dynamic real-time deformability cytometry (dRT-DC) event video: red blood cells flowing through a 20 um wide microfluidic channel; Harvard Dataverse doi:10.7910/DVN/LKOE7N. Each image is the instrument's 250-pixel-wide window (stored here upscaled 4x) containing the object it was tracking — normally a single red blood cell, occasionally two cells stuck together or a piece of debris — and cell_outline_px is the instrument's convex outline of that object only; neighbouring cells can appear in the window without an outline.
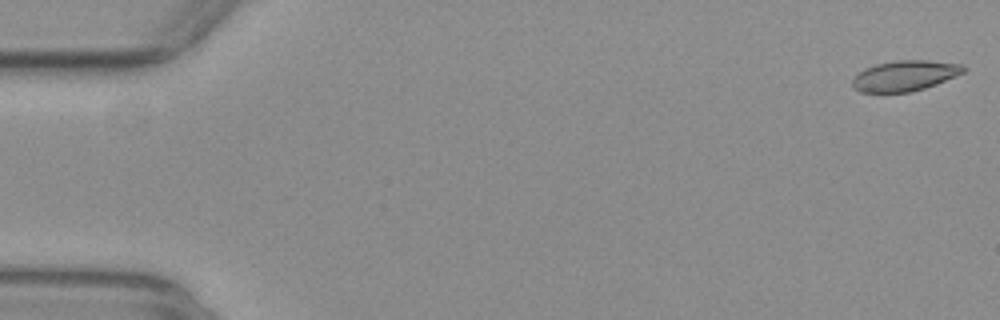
{"species": "common noctule bat (a hibernating species)", "species_latin": "Nyctalus noctula", "temperature_condition": "warm", "stored_images_in_passage": 53, "camera_frame_rate_fps": 3000, "um_per_image_px": 0.085, "animal": {"sex": "female", "body_mass_g": 29.2, "forearm_length_mm": 56.3}, "frame": {"image": 1, "passage_image": 1, "time_ms": 0.0, "image_size_px": [1000, 320], "cell_outline_px": [[964, 72], [956, 76], [936, 84], [912, 92], [860, 92], [852, 88], [852, 80], [864, 68], [876, 64], [896, 60], [928, 60], [964, 64]], "centroid_in_image_um": [76.91, 6.43], "position_along_channel_um": 8.1, "area_um2": 19.77}}
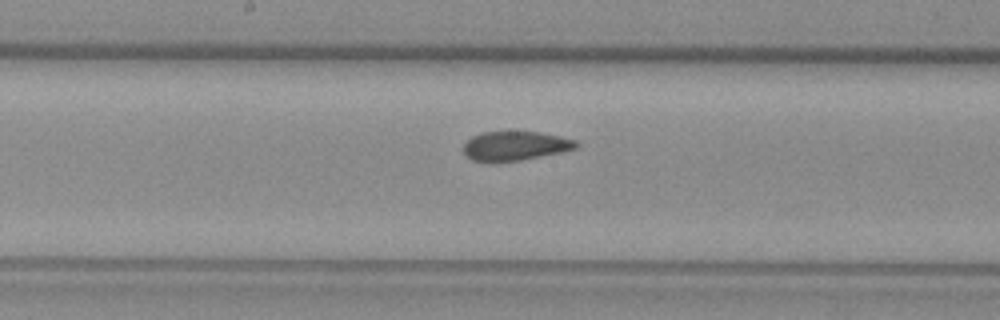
{"frame": {"image": 2, "passage_image": 28, "time_ms": 9.0, "image_size_px": [1000, 320], "cell_outline_px": [[580, 144], [576, 148], [564, 152], [520, 160], [492, 164], [488, 164], [472, 160], [464, 152], [464, 144], [472, 136], [480, 132], [540, 132], [560, 136], [576, 140]], "centroid_in_image_um": [43.79, 12.43], "position_along_channel_um": 204.4, "area_um2": 19.59}}
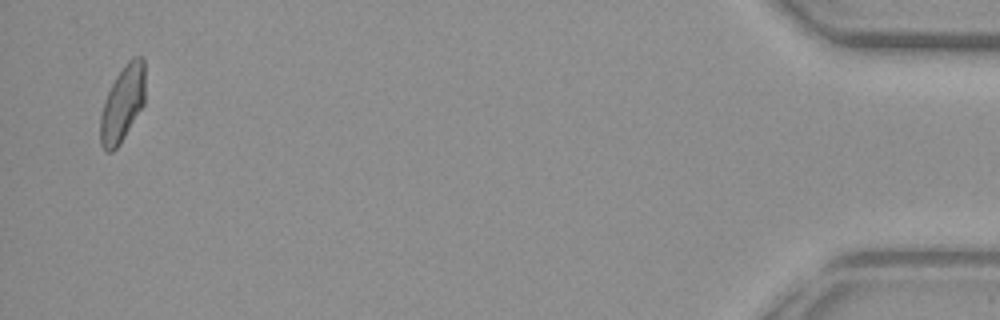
{"frame": {"image": 3, "passage_image": 52, "time_ms": 17.0, "image_size_px": [1000, 320], "cell_outline_px": [[144, 104], [120, 144], [112, 152], [108, 152], [100, 144], [100, 116], [104, 100], [116, 76], [128, 60], [132, 56], [144, 56]], "centroid_in_image_um": [10.41, 8.8], "position_along_channel_um": 424.8, "area_um2": 19.83}, "authors_computed_cell_mechanics": {"area_um2": 20.0566, "velocity_mm_per_s": 3.8975, "shape_relaxation_time_tau1_ms": null, "shape_relaxation_time_tau2_ms": 1.2762, "deformation_change_tau1": null, "deformation_change_tau2": 0.0697}}